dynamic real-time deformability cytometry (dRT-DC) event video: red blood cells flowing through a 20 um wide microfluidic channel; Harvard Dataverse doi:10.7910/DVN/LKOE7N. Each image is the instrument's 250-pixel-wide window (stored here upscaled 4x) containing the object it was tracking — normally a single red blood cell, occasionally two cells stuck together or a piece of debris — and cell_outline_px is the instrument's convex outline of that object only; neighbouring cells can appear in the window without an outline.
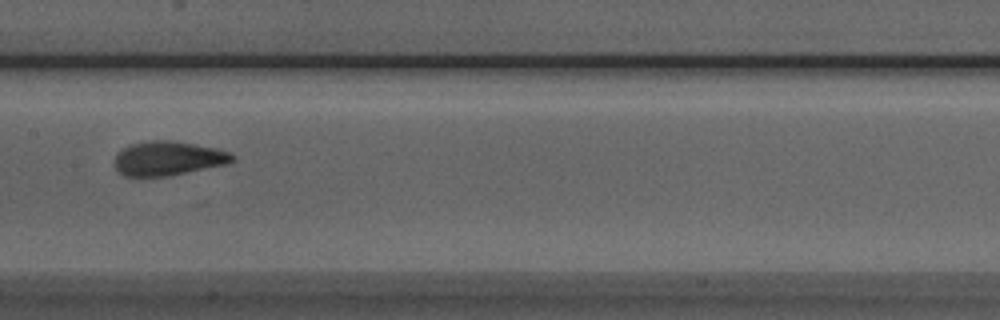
{"species": "Egyptian fruit bat (a non-hibernating species)", "species_latin": "Rousettus aegyptiacus", "temperature_condition": "room temperature", "stored_images_in_passage": 4, "camera_frame_rate_fps": 3000, "um_per_image_px": 0.085, "animal": {"sex": "male"}, "frame": {"image": 1, "passage_image": 4, "time_ms": 3.333, "image_size_px": [1000, 320], "cell_outline_px": [[236, 160], [228, 164], [168, 176], [124, 176], [112, 164], [116, 156], [124, 148], [132, 144], [152, 140], [168, 140], [216, 148], [228, 152], [236, 156]], "centroid_in_image_um": [14.31, 13.47], "position_along_channel_um": 193.1, "area_um2": 23.35}}